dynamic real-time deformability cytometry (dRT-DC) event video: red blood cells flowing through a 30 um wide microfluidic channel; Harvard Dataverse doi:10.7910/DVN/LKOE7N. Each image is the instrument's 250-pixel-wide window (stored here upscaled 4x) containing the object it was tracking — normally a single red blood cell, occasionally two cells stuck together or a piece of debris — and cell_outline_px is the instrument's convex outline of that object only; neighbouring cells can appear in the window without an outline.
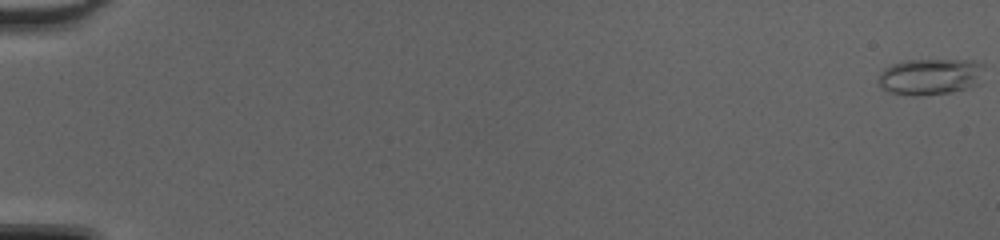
{"species": "common noctule bat (a hibernating species)", "species_latin": "Nyctalus noctula", "temperature_condition": "cold", "stored_images_in_passage": 50, "camera_frame_rate_fps": 3000, "um_per_image_px": 0.085, "animal": {"sex": "female", "body_mass_g": 20.0, "forearm_length_mm": 54.0}, "frame": {"image": 1, "passage_image": 1, "time_ms": 0.0, "image_size_px": [1000, 240], "cell_outline_px": [[984, 64], [980, 84], [952, 92], [920, 96], [912, 96], [888, 92], [880, 84], [880, 72], [884, 68], [892, 64], [904, 60], [972, 60]], "centroid_in_image_um": [79.1, 6.51], "position_along_channel_um": 5.9, "area_um2": 22.54}}
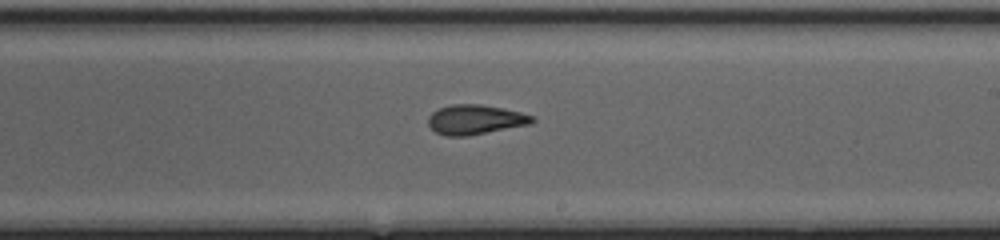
{"frame": {"image": 2, "passage_image": 32, "time_ms": 10.333, "image_size_px": [1000, 240], "cell_outline_px": [[536, 120], [532, 124], [468, 136], [444, 136], [436, 132], [428, 124], [428, 116], [432, 112], [440, 108], [452, 104], [480, 104], [520, 112], [536, 116]], "centroid_in_image_um": [40.42, 10.17], "position_along_channel_um": 248.6, "area_um2": 18.09}}
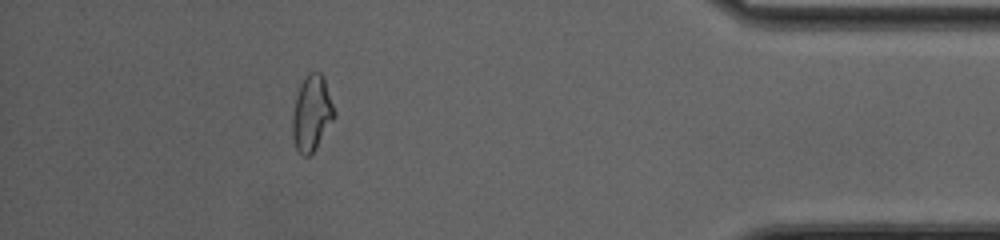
{"frame": {"image": 3, "passage_image": 46, "time_ms": 15.0, "image_size_px": [1000, 240], "cell_outline_px": [[336, 116], [316, 148], [308, 156], [304, 156], [296, 148], [292, 136], [292, 116], [296, 96], [300, 84], [308, 72], [320, 72], [324, 76], [336, 112]], "centroid_in_image_um": [26.51, 9.6], "position_along_channel_um": 408.7, "area_um2": 18.55}, "authors_computed_cell_mechanics": {"area_um2": 18.4382, "velocity_mm_per_s": 4.3218, "shape_relaxation_time_tau1_ms": 5.6245, "shape_relaxation_time_tau2_ms": 2.614, "deformation_change_tau1": 0.2041, "deformation_change_tau2": 0.0902}}